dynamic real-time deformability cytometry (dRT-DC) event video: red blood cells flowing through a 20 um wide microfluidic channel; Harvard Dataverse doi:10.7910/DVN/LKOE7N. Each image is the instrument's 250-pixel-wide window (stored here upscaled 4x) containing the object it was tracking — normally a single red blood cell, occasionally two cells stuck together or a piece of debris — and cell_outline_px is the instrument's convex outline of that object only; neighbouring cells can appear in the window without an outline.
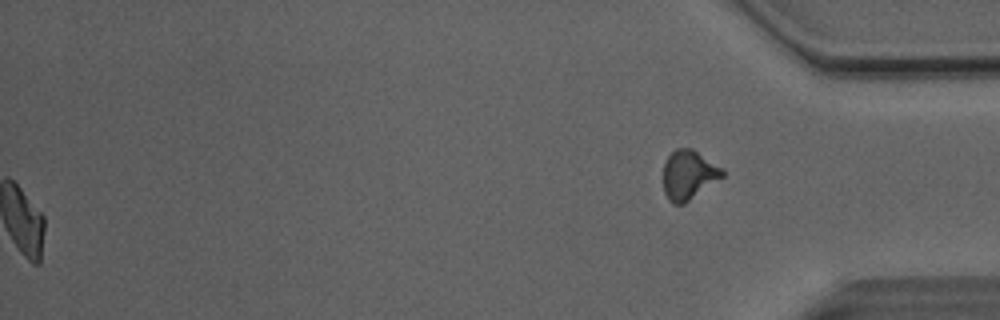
{"species": "Egyptian fruit bat (a non-hibernating species)", "species_latin": "Rousettus aegyptiacus", "temperature_condition": "room temperature", "stored_images_in_passage": 50, "segment_of_instrument_passage": [2, 2], "camera_frame_rate_fps": 3000, "um_per_image_px": 0.085, "animal": {"sex": "male"}, "frame": {"image": 1, "passage_image": 50, "time_ms": 16.333, "image_size_px": [1000, 320], "cell_outline_px": [[724, 176], [684, 204], [672, 204], [668, 200], [664, 192], [664, 164], [668, 156], [676, 148], [692, 148], [724, 168]], "centroid_in_image_um": [58.55, 14.86], "position_along_channel_um": 376.7, "area_um2": 17.05}}